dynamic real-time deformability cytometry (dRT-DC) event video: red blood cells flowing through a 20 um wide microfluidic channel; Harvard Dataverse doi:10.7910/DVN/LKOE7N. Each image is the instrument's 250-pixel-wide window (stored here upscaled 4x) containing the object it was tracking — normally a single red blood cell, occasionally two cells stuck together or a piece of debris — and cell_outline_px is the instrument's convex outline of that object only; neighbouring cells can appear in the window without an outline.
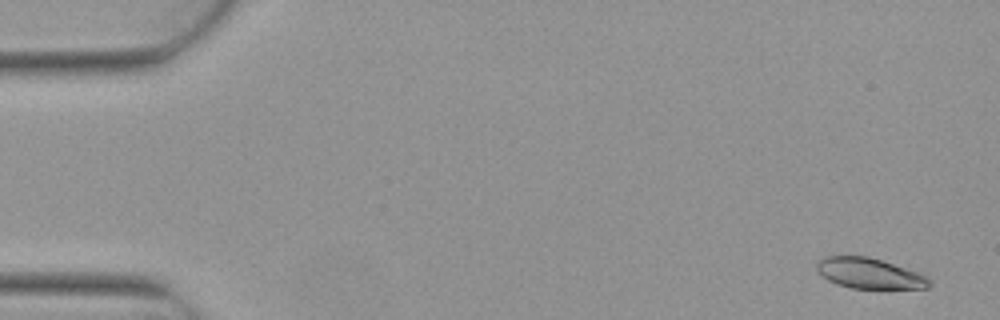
{"species": "Egyptian fruit bat (a non-hibernating species)", "species_latin": "Rousettus aegyptiacus", "temperature_condition": "warm", "stored_images_in_passage": 4, "camera_frame_rate_fps": 3000, "um_per_image_px": 0.085, "animal": {"sex": "female"}, "frame": {"image": 1, "passage_image": 1, "time_ms": 0.0, "image_size_px": [1000, 320], "cell_outline_px": [[932, 284], [928, 288], [852, 288], [836, 284], [828, 280], [816, 268], [816, 264], [824, 256], [868, 256], [916, 272], [932, 280]], "centroid_in_image_um": [73.89, 23.24], "position_along_channel_um": 11.1, "area_um2": 19.65}}
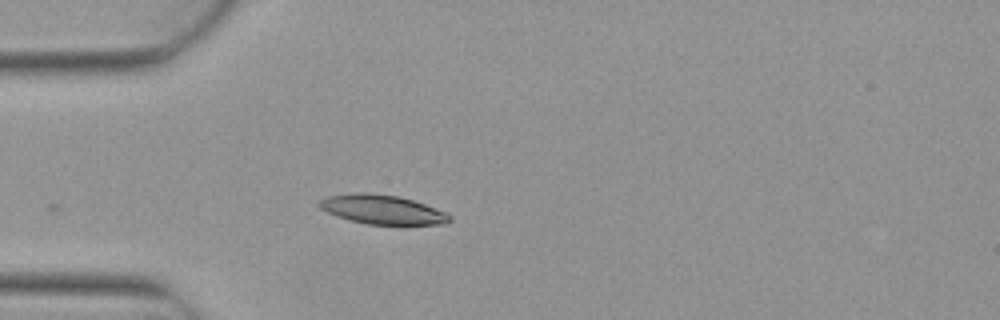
{"frame": {"image": 2, "passage_image": 4, "time_ms": 1.0, "image_size_px": [1000, 320], "cell_outline_px": [[452, 220], [444, 224], [368, 224], [336, 216], [320, 208], [316, 204], [320, 200], [328, 196], [356, 192], [368, 192], [400, 196], [424, 204], [444, 212], [452, 216]], "centroid_in_image_um": [32.47, 17.79], "position_along_channel_um": 52.5, "area_um2": 22.02}}